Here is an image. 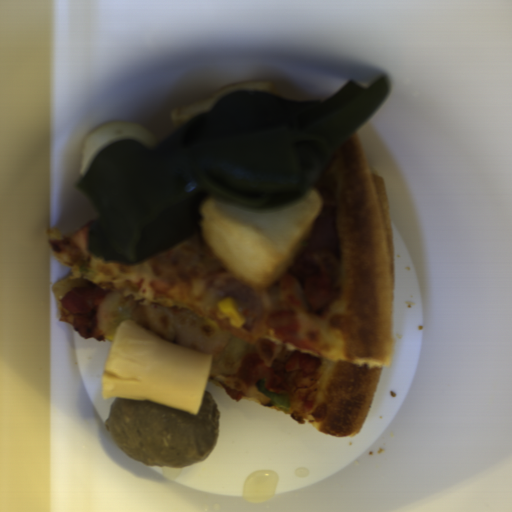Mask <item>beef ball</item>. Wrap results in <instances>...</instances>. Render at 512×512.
Masks as SVG:
<instances>
[{
	"instance_id": "1",
	"label": "beef ball",
	"mask_w": 512,
	"mask_h": 512,
	"mask_svg": "<svg viewBox=\"0 0 512 512\" xmlns=\"http://www.w3.org/2000/svg\"><path fill=\"white\" fill-rule=\"evenodd\" d=\"M104 425L118 448L147 466L186 467L217 448L220 411L209 391L198 414L145 399L115 397Z\"/></svg>"
}]
</instances>
